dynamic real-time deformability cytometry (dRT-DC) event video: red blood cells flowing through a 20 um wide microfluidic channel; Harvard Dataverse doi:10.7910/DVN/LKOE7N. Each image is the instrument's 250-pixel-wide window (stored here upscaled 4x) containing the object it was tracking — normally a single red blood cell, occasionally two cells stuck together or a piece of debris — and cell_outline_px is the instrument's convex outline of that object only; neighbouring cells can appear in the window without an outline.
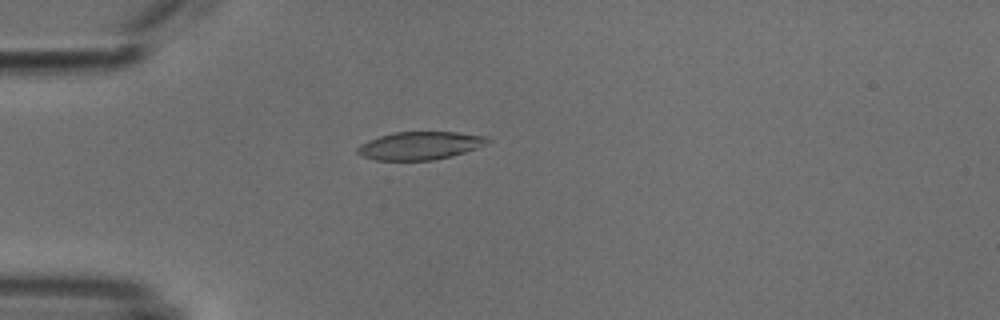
{"species": "common noctule bat (a hibernating species)", "species_latin": "Nyctalus noctula", "temperature_condition": "cold", "stored_images_in_passage": 53, "camera_frame_rate_fps": 3000, "um_per_image_px": 0.085, "animal": {"sex": "male", "body_mass_g": 18.8}, "frame": {"image": 1, "passage_image": 15, "time_ms": 4.667, "image_size_px": [1000, 320], "cell_outline_px": [[492, 140], [476, 148], [464, 152], [432, 160], [376, 160], [364, 156], [356, 152], [356, 148], [360, 144], [368, 140], [392, 132], [456, 132], [488, 136]], "centroid_in_image_um": [35.68, 12.36], "position_along_channel_um": 49.3, "area_um2": 21.04}}
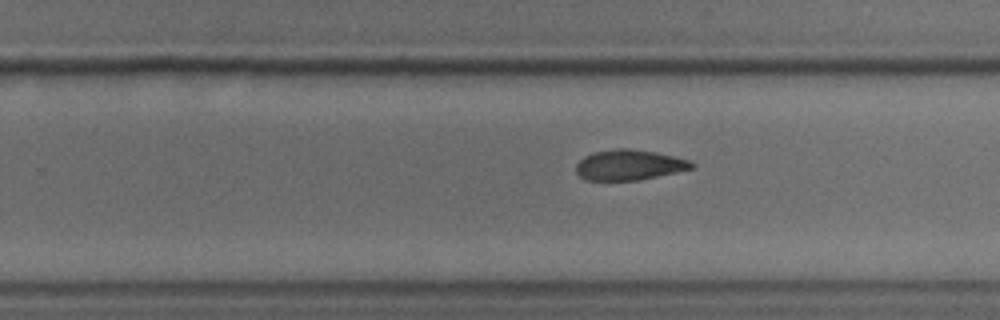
{"frame": {"image": 2, "passage_image": 34, "time_ms": 11.0, "image_size_px": [1000, 320], "cell_outline_px": [[696, 164], [692, 168], [676, 172], [640, 180], [584, 180], [576, 172], [576, 164], [584, 156], [592, 152], [616, 148], [628, 148], [656, 152], [692, 160]], "centroid_in_image_um": [53.48, 14.01], "position_along_channel_um": 276.3, "area_um2": 20.63}}
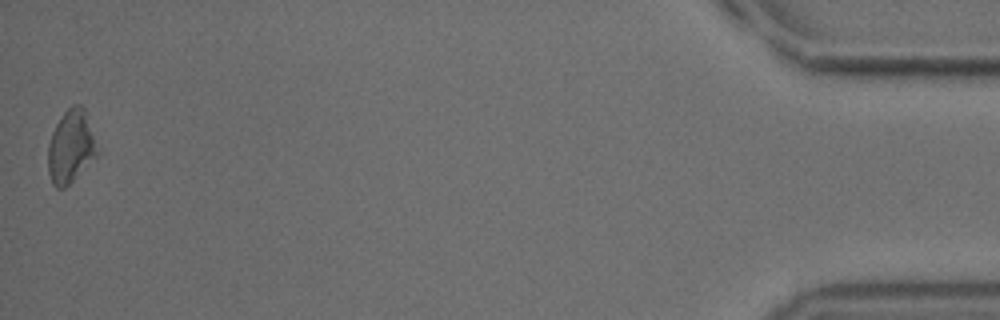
{"frame": {"image": 3, "passage_image": 53, "time_ms": 17.333, "image_size_px": [1000, 320], "cell_outline_px": [[96, 156], [64, 188], [56, 188], [52, 184], [48, 172], [48, 144], [52, 132], [56, 124], [64, 112], [72, 104], [80, 104], [84, 108], [92, 136], [96, 152]], "centroid_in_image_um": [5.95, 12.47], "position_along_channel_um": 429.2, "area_um2": 20.11}, "authors_computed_cell_mechanics": {"area_um2": 21.0392, "velocity_mm_per_s": 3.8081, "shape_relaxation_time_tau1_ms": 8.8907, "shape_relaxation_time_tau2_ms": null, "deformation_change_tau1": 0.173, "deformation_change_tau2": null}}